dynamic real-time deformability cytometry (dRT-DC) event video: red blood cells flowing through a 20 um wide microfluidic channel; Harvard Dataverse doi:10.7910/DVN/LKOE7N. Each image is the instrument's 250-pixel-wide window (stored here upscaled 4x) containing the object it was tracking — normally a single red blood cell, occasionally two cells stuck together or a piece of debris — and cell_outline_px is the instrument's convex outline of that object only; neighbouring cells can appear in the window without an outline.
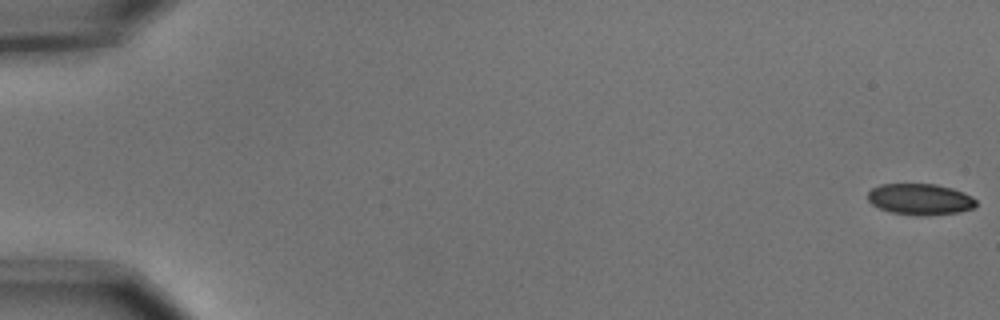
{"species": "common noctule bat (a hibernating species)", "species_latin": "Nyctalus noctula", "temperature_condition": "cold", "stored_images_in_passage": 6, "segment_of_instrument_passage": [1, 2], "camera_frame_rate_fps": 3000, "um_per_image_px": 0.085, "animal": {"sex": "male", "body_mass_g": 15.6}, "frame": {"image": 1, "passage_image": 1, "time_ms": 0.0, "image_size_px": [1000, 320], "cell_outline_px": [[976, 204], [972, 208], [960, 212], [924, 216], [920, 216], [892, 212], [880, 208], [872, 204], [868, 200], [868, 192], [872, 188], [880, 184], [936, 184], [952, 188], [964, 192], [972, 196], [976, 200]], "centroid_in_image_um": [78.22, 16.93], "position_along_channel_um": 6.8, "area_um2": 19.71}}
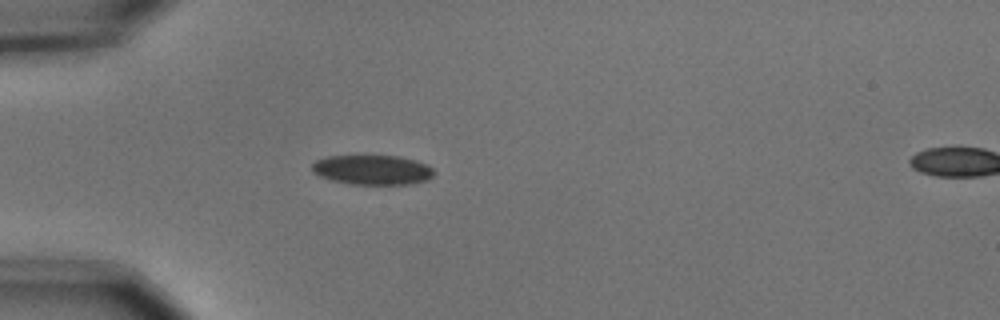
{"frame": {"image": 2, "passage_image": 5, "time_ms": 1.333, "image_size_px": [1000, 320], "cell_outline_px": [[436, 172], [428, 180], [408, 184], [352, 184], [332, 180], [320, 176], [312, 172], [312, 164], [316, 160], [328, 156], [400, 156], [416, 160], [428, 164]], "centroid_in_image_um": [31.69, 14.43], "position_along_channel_um": 53.3, "area_um2": 21.15}}